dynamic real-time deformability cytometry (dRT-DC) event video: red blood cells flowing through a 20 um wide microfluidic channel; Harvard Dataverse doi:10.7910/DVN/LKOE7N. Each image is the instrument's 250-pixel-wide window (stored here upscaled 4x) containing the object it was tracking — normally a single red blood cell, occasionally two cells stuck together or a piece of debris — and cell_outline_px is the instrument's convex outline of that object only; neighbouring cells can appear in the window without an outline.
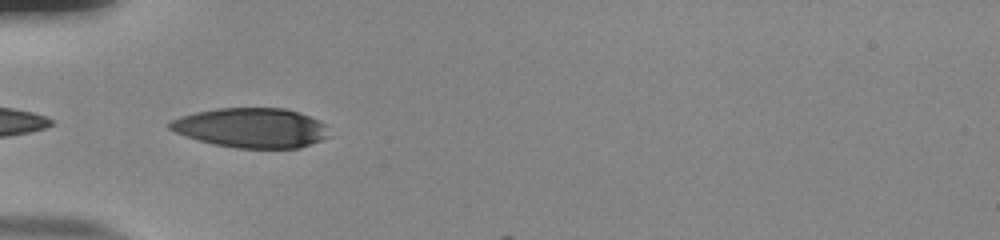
{"species": "human", "species_latin": "Homo sapiens", "temperature_condition": "room temperature", "stored_images_in_passage": 7, "camera_frame_rate_fps": 3000, "um_per_image_px": 0.085, "donor": {"sex": "male"}, "frame": {"image": 1, "passage_image": 1, "time_ms": 0.0, "image_size_px": [1000, 240], "cell_outline_px": [[332, 136], [300, 148], [236, 148], [212, 144], [176, 132], [168, 128], [168, 124], [172, 120], [180, 116], [196, 112], [216, 108], [284, 108], [300, 112], [328, 124]], "centroid_in_image_um": [21.44, 10.86], "position_along_channel_um": 63.6, "area_um2": 37.17}}